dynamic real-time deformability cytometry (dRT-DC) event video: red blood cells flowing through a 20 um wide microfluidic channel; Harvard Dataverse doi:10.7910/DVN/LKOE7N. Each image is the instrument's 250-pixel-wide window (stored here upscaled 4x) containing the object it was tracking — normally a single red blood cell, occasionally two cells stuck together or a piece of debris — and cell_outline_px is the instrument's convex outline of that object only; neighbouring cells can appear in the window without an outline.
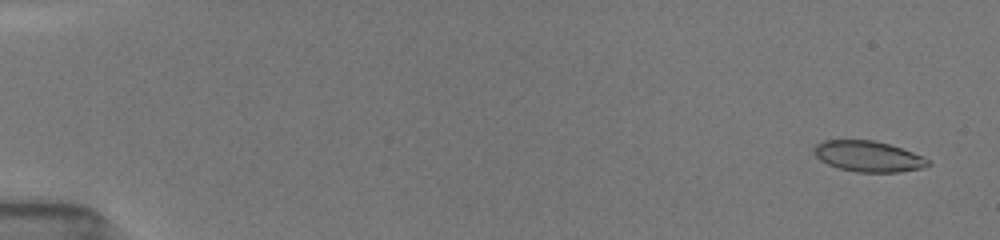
{"species": "common noctule bat (a hibernating species)", "species_latin": "Nyctalus noctula", "temperature_condition": "room temperature", "stored_images_in_passage": 46, "camera_frame_rate_fps": 3000, "um_per_image_px": 0.085, "animal": {"sex": "female", "body_mass_g": 19.5, "forearm_length_mm": 54.1}, "frame": {"image": 1, "passage_image": 3, "time_ms": 0.333, "image_size_px": [1000, 240], "cell_outline_px": [[932, 164], [920, 168], [900, 172], [856, 172], [840, 168], [828, 164], [820, 160], [812, 152], [812, 148], [816, 144], [824, 140], [872, 140], [888, 144], [924, 156], [932, 160]], "centroid_in_image_um": [73.8, 13.29], "position_along_channel_um": 11.2, "area_um2": 20.52}}
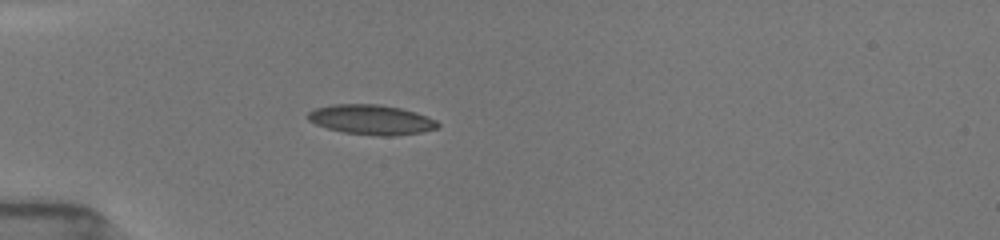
{"frame": {"image": 2, "passage_image": 33, "time_ms": 5.0, "image_size_px": [1000, 240], "cell_outline_px": [[440, 128], [420, 132], [392, 136], [380, 136], [344, 132], [328, 128], [316, 124], [308, 120], [304, 116], [308, 112], [316, 108], [332, 104], [380, 104], [400, 108], [416, 112], [428, 116], [436, 120], [440, 124]], "centroid_in_image_um": [31.57, 10.16], "position_along_channel_um": 53.4, "area_um2": 22.72}}
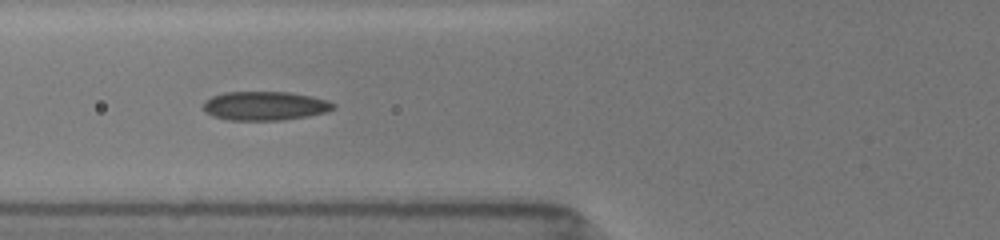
{"frame": {"image": 3, "passage_image": 45, "time_ms": 6.667, "image_size_px": [1000, 240], "cell_outline_px": [[336, 108], [328, 112], [308, 116], [284, 120], [228, 120], [212, 116], [204, 112], [204, 100], [212, 96], [224, 92], [288, 92], [312, 96], [328, 100], [336, 104]], "centroid_in_image_um": [22.54, 9.0], "position_along_channel_um": 103.3, "area_um2": 22.2}}